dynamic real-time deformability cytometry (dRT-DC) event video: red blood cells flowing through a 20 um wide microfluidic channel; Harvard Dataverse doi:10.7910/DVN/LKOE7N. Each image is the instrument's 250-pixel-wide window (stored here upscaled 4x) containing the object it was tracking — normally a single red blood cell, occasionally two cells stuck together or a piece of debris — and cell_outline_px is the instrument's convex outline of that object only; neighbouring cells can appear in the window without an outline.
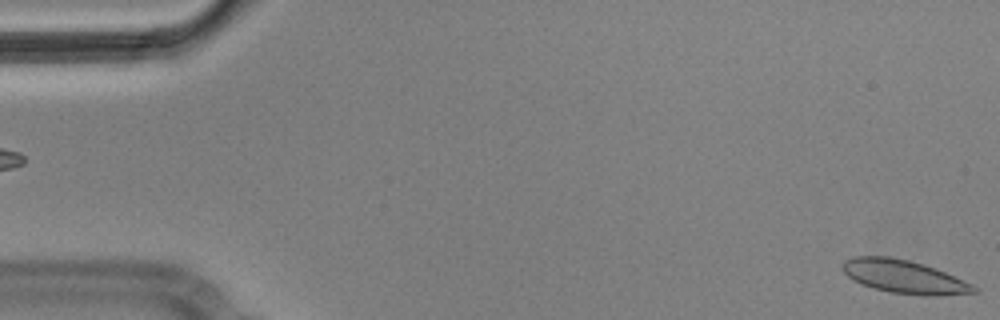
{"species": "Egyptian fruit bat (a non-hibernating species)", "species_latin": "Rousettus aegyptiacus", "temperature_condition": "cold", "stored_images_in_passage": 5, "segment_of_instrument_passage": [2, 2], "camera_frame_rate_fps": 3000, "um_per_image_px": 0.085, "animal": {"sex": "male"}, "frame": {"image": 1, "passage_image": 5, "time_ms": 1.333, "image_size_px": [1000, 320], "cell_outline_px": [[980, 292], [940, 296], [924, 296], [892, 292], [872, 288], [860, 284], [848, 276], [840, 268], [840, 264], [844, 260], [852, 256], [888, 256], [908, 260], [924, 264], [936, 268], [972, 284], [980, 288]], "centroid_in_image_um": [76.85, 23.52], "position_along_channel_um": 8.2, "area_um2": 25.84}}